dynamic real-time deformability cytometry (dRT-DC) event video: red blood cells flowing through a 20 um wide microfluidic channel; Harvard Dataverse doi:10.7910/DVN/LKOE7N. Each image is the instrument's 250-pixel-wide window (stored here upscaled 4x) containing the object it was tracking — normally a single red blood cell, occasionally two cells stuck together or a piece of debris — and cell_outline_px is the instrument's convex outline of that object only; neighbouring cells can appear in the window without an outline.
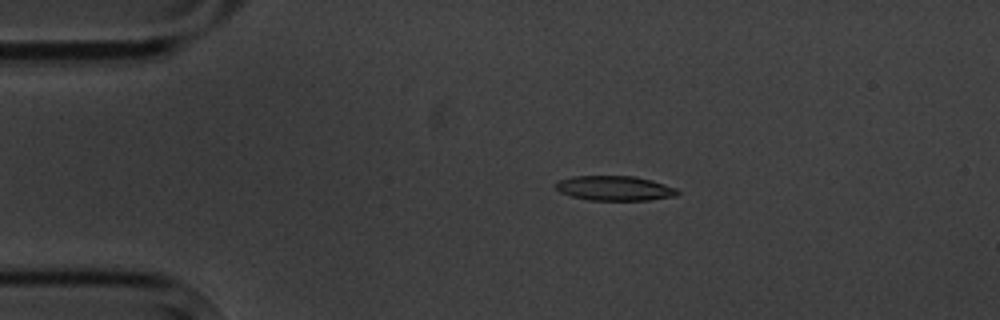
{"species": "common noctule bat (a hibernating species)", "species_latin": "Nyctalus noctula", "temperature_condition": "cold", "stored_images_in_passage": 3, "camera_frame_rate_fps": 3000, "um_per_image_px": 0.085, "animal": {"sex": "male", "body_mass_g": 20.1, "forearm_length_mm": 53.5}, "frame": {"image": 1, "passage_image": 2, "time_ms": 1.333, "image_size_px": [1000, 320], "cell_outline_px": [[680, 192], [676, 196], [648, 200], [588, 200], [572, 196], [560, 192], [556, 188], [556, 180], [572, 176], [636, 176], [652, 180], [676, 188]], "centroid_in_image_um": [52.24, 15.99], "position_along_channel_um": 32.8, "area_um2": 17.63}}